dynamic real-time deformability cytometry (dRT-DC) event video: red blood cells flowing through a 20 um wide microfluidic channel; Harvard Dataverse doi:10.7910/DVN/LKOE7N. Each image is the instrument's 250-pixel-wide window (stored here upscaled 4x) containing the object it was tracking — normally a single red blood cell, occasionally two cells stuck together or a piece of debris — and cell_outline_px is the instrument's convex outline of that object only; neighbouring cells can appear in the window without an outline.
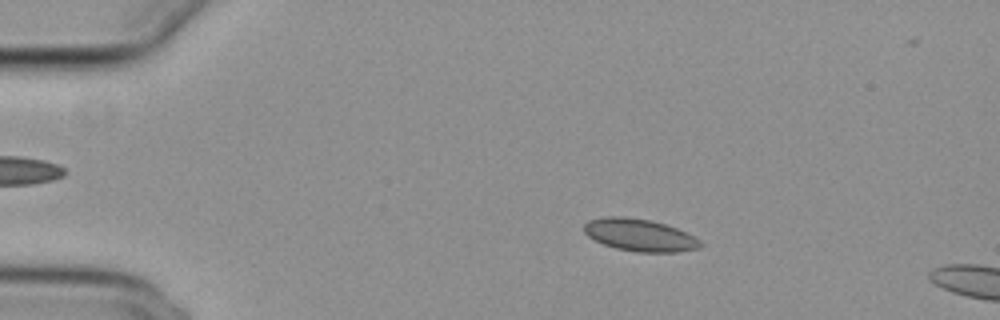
{"species": "common noctule bat (a hibernating species)", "species_latin": "Nyctalus noctula", "temperature_condition": "cold", "stored_images_in_passage": 14, "camera_frame_rate_fps": 3000, "um_per_image_px": 0.085, "animal": {"sex": "female", "body_mass_g": 29.2, "forearm_length_mm": 56.3}, "frame": {"image": 1, "passage_image": 10, "time_ms": 3.0, "image_size_px": [1000, 320], "cell_outline_px": [[704, 244], [700, 248], [676, 252], [636, 252], [616, 248], [604, 244], [588, 236], [584, 232], [584, 224], [588, 220], [604, 216], [624, 216], [648, 220], [664, 224], [676, 228], [700, 240]], "centroid_in_image_um": [54.36, 19.98], "position_along_channel_um": 30.6, "area_um2": 21.79}}